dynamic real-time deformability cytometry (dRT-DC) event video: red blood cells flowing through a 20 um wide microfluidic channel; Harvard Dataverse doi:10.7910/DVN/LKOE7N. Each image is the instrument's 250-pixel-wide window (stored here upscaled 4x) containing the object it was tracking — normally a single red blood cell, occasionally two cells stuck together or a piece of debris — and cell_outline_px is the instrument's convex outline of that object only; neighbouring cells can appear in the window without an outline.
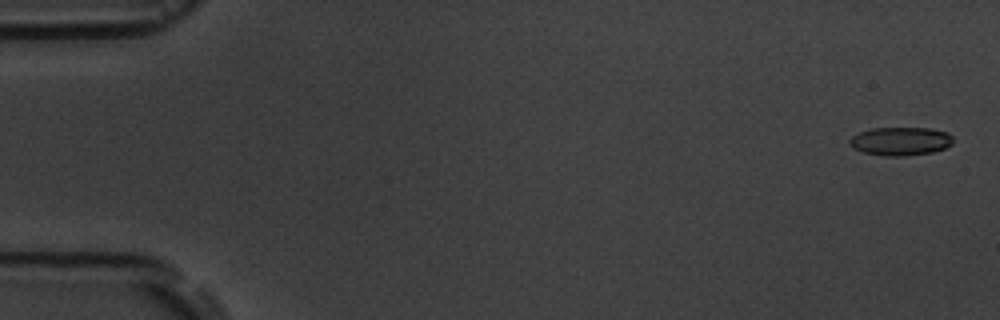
{"species": "common noctule bat (a hibernating species)", "species_latin": "Nyctalus noctula", "temperature_condition": "room temperature", "stored_images_in_passage": 11, "camera_frame_rate_fps": 3000, "um_per_image_px": 0.085, "animal": {"sex": "male", "body_mass_g": 19.5, "forearm_length_mm": 54.6}, "frame": {"image": 1, "passage_image": 1, "time_ms": 0.0, "image_size_px": [1000, 320], "cell_outline_px": [[952, 144], [944, 148], [932, 152], [904, 156], [884, 156], [864, 152], [852, 148], [848, 140], [852, 136], [860, 132], [872, 128], [928, 128], [948, 132], [952, 136]], "centroid_in_image_um": [76.53, 12.0], "position_along_channel_um": 8.5, "area_um2": 17.11}}
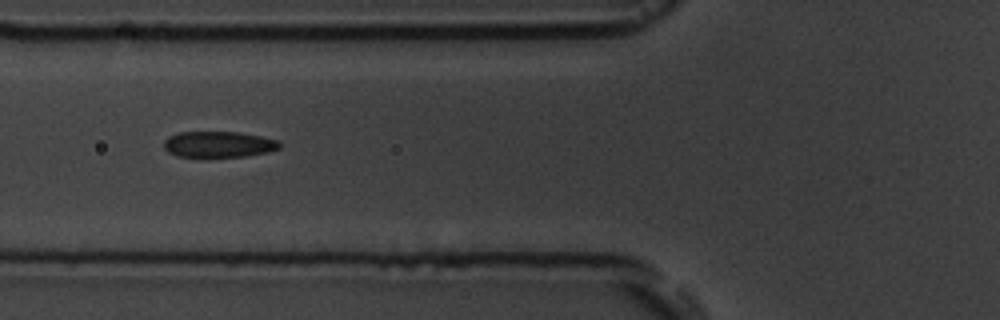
{"frame": {"image": 2, "passage_image": 6, "time_ms": 6.667, "image_size_px": [1000, 320], "cell_outline_px": [[280, 148], [268, 152], [244, 156], [208, 160], [176, 156], [168, 152], [164, 148], [164, 140], [168, 136], [180, 132], [240, 132], [280, 140]], "centroid_in_image_um": [18.54, 12.31], "position_along_channel_um": 107.3, "area_um2": 18.44}}
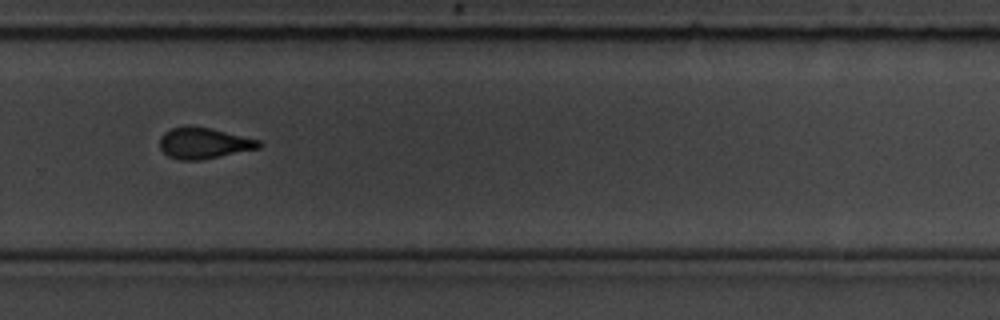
{"frame": {"image": 3, "passage_image": 11, "time_ms": 12.333, "image_size_px": [1000, 320], "cell_outline_px": [[264, 144], [260, 148], [200, 160], [180, 160], [168, 156], [160, 148], [160, 136], [164, 132], [172, 128], [188, 124], [212, 128], [260, 140]], "centroid_in_image_um": [17.32, 12.15], "position_along_channel_um": 312.5, "area_um2": 18.21}}